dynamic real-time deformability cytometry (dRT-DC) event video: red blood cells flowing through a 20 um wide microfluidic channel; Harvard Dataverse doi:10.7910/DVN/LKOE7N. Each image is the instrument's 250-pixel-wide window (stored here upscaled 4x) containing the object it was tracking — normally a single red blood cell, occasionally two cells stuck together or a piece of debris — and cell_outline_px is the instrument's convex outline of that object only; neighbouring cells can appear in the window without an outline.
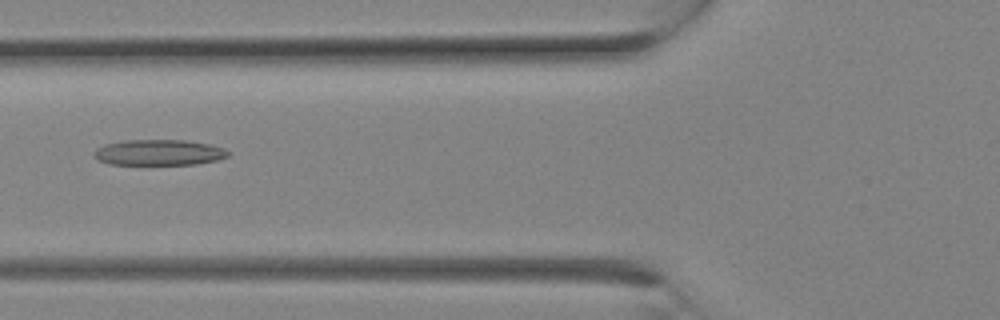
{"species": "Egyptian fruit bat (a non-hibernating species)", "species_latin": "Rousettus aegyptiacus", "temperature_condition": "room temperature", "stored_images_in_passage": 11, "camera_frame_rate_fps": 3000, "um_per_image_px": 0.085, "animal": {"sex": "female"}, "frame": {"image": 1, "passage_image": 10, "time_ms": 3.0, "image_size_px": [1000, 320], "cell_outline_px": [[228, 156], [216, 160], [196, 164], [108, 164], [96, 160], [92, 156], [92, 152], [96, 148], [104, 144], [124, 140], [184, 140], [212, 144], [224, 148], [228, 152]], "centroid_in_image_um": [13.44, 12.95], "position_along_channel_um": 112.4, "area_um2": 20.29}}